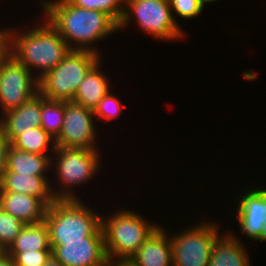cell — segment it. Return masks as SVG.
I'll list each match as a JSON object with an SVG mask.
<instances>
[{
    "mask_svg": "<svg viewBox=\"0 0 266 266\" xmlns=\"http://www.w3.org/2000/svg\"><path fill=\"white\" fill-rule=\"evenodd\" d=\"M44 17L58 30L70 50L97 54L98 41L119 31V24L108 14L78 7L69 0H40Z\"/></svg>",
    "mask_w": 266,
    "mask_h": 266,
    "instance_id": "cell-1",
    "label": "cell"
},
{
    "mask_svg": "<svg viewBox=\"0 0 266 266\" xmlns=\"http://www.w3.org/2000/svg\"><path fill=\"white\" fill-rule=\"evenodd\" d=\"M41 19V24L34 23L32 28L9 27V54L37 80L57 66L70 51L58 30L46 17Z\"/></svg>",
    "mask_w": 266,
    "mask_h": 266,
    "instance_id": "cell-2",
    "label": "cell"
},
{
    "mask_svg": "<svg viewBox=\"0 0 266 266\" xmlns=\"http://www.w3.org/2000/svg\"><path fill=\"white\" fill-rule=\"evenodd\" d=\"M160 225L143 218L138 212L119 209L101 216L105 252L110 264H126Z\"/></svg>",
    "mask_w": 266,
    "mask_h": 266,
    "instance_id": "cell-3",
    "label": "cell"
},
{
    "mask_svg": "<svg viewBox=\"0 0 266 266\" xmlns=\"http://www.w3.org/2000/svg\"><path fill=\"white\" fill-rule=\"evenodd\" d=\"M101 216L81 199H56L48 206L43 220L49 232L50 246L84 241L101 227Z\"/></svg>",
    "mask_w": 266,
    "mask_h": 266,
    "instance_id": "cell-4",
    "label": "cell"
},
{
    "mask_svg": "<svg viewBox=\"0 0 266 266\" xmlns=\"http://www.w3.org/2000/svg\"><path fill=\"white\" fill-rule=\"evenodd\" d=\"M99 152L98 149L55 148L51 171H55L57 176L54 180H58L59 187L56 190L51 184V190L56 199H80L73 190L86 181L90 182L100 172L102 162ZM53 167L55 170H52Z\"/></svg>",
    "mask_w": 266,
    "mask_h": 266,
    "instance_id": "cell-5",
    "label": "cell"
},
{
    "mask_svg": "<svg viewBox=\"0 0 266 266\" xmlns=\"http://www.w3.org/2000/svg\"><path fill=\"white\" fill-rule=\"evenodd\" d=\"M100 54L70 50L62 61L38 80V91L45 99L73 101L79 84L100 60Z\"/></svg>",
    "mask_w": 266,
    "mask_h": 266,
    "instance_id": "cell-6",
    "label": "cell"
},
{
    "mask_svg": "<svg viewBox=\"0 0 266 266\" xmlns=\"http://www.w3.org/2000/svg\"><path fill=\"white\" fill-rule=\"evenodd\" d=\"M134 19L140 30L161 41L180 40L185 36L174 20L169 0H125L119 31Z\"/></svg>",
    "mask_w": 266,
    "mask_h": 266,
    "instance_id": "cell-7",
    "label": "cell"
},
{
    "mask_svg": "<svg viewBox=\"0 0 266 266\" xmlns=\"http://www.w3.org/2000/svg\"><path fill=\"white\" fill-rule=\"evenodd\" d=\"M220 223L212 221L198 222L181 232L172 233L173 266H208L211 253L219 234ZM220 229V230H219Z\"/></svg>",
    "mask_w": 266,
    "mask_h": 266,
    "instance_id": "cell-8",
    "label": "cell"
},
{
    "mask_svg": "<svg viewBox=\"0 0 266 266\" xmlns=\"http://www.w3.org/2000/svg\"><path fill=\"white\" fill-rule=\"evenodd\" d=\"M38 92V80L11 54L0 64L1 114L20 107Z\"/></svg>",
    "mask_w": 266,
    "mask_h": 266,
    "instance_id": "cell-9",
    "label": "cell"
},
{
    "mask_svg": "<svg viewBox=\"0 0 266 266\" xmlns=\"http://www.w3.org/2000/svg\"><path fill=\"white\" fill-rule=\"evenodd\" d=\"M92 109L73 101H64V121L59 136L55 139L56 147L64 148H97L98 134Z\"/></svg>",
    "mask_w": 266,
    "mask_h": 266,
    "instance_id": "cell-10",
    "label": "cell"
},
{
    "mask_svg": "<svg viewBox=\"0 0 266 266\" xmlns=\"http://www.w3.org/2000/svg\"><path fill=\"white\" fill-rule=\"evenodd\" d=\"M246 188L237 198L236 218L240 233L254 241L266 242V188Z\"/></svg>",
    "mask_w": 266,
    "mask_h": 266,
    "instance_id": "cell-11",
    "label": "cell"
},
{
    "mask_svg": "<svg viewBox=\"0 0 266 266\" xmlns=\"http://www.w3.org/2000/svg\"><path fill=\"white\" fill-rule=\"evenodd\" d=\"M52 256L64 266H108L105 242L100 227L84 241L62 242V245L51 246Z\"/></svg>",
    "mask_w": 266,
    "mask_h": 266,
    "instance_id": "cell-12",
    "label": "cell"
},
{
    "mask_svg": "<svg viewBox=\"0 0 266 266\" xmlns=\"http://www.w3.org/2000/svg\"><path fill=\"white\" fill-rule=\"evenodd\" d=\"M41 93L38 91L20 107L0 114V130L12 142L18 135L40 126Z\"/></svg>",
    "mask_w": 266,
    "mask_h": 266,
    "instance_id": "cell-13",
    "label": "cell"
},
{
    "mask_svg": "<svg viewBox=\"0 0 266 266\" xmlns=\"http://www.w3.org/2000/svg\"><path fill=\"white\" fill-rule=\"evenodd\" d=\"M163 228L159 226L144 241L136 254L126 263L127 266H173L171 233Z\"/></svg>",
    "mask_w": 266,
    "mask_h": 266,
    "instance_id": "cell-14",
    "label": "cell"
},
{
    "mask_svg": "<svg viewBox=\"0 0 266 266\" xmlns=\"http://www.w3.org/2000/svg\"><path fill=\"white\" fill-rule=\"evenodd\" d=\"M47 176L21 175L17 172H4L0 181L1 190L31 195L39 198L47 207L56 198L52 194Z\"/></svg>",
    "mask_w": 266,
    "mask_h": 266,
    "instance_id": "cell-15",
    "label": "cell"
},
{
    "mask_svg": "<svg viewBox=\"0 0 266 266\" xmlns=\"http://www.w3.org/2000/svg\"><path fill=\"white\" fill-rule=\"evenodd\" d=\"M3 211L10 213L24 224L43 222L47 206L31 195L2 190Z\"/></svg>",
    "mask_w": 266,
    "mask_h": 266,
    "instance_id": "cell-16",
    "label": "cell"
},
{
    "mask_svg": "<svg viewBox=\"0 0 266 266\" xmlns=\"http://www.w3.org/2000/svg\"><path fill=\"white\" fill-rule=\"evenodd\" d=\"M230 231L222 232V236L214 242L208 266H251L249 251L242 240Z\"/></svg>",
    "mask_w": 266,
    "mask_h": 266,
    "instance_id": "cell-17",
    "label": "cell"
},
{
    "mask_svg": "<svg viewBox=\"0 0 266 266\" xmlns=\"http://www.w3.org/2000/svg\"><path fill=\"white\" fill-rule=\"evenodd\" d=\"M101 62L102 59L88 71L73 98V102L92 110L112 88L106 73L101 70L103 68Z\"/></svg>",
    "mask_w": 266,
    "mask_h": 266,
    "instance_id": "cell-18",
    "label": "cell"
},
{
    "mask_svg": "<svg viewBox=\"0 0 266 266\" xmlns=\"http://www.w3.org/2000/svg\"><path fill=\"white\" fill-rule=\"evenodd\" d=\"M52 155L29 153L10 145L7 153L5 172H17L21 175L46 176L51 168Z\"/></svg>",
    "mask_w": 266,
    "mask_h": 266,
    "instance_id": "cell-19",
    "label": "cell"
},
{
    "mask_svg": "<svg viewBox=\"0 0 266 266\" xmlns=\"http://www.w3.org/2000/svg\"><path fill=\"white\" fill-rule=\"evenodd\" d=\"M38 250H51L49 232L44 221L38 224H25L6 252Z\"/></svg>",
    "mask_w": 266,
    "mask_h": 266,
    "instance_id": "cell-20",
    "label": "cell"
},
{
    "mask_svg": "<svg viewBox=\"0 0 266 266\" xmlns=\"http://www.w3.org/2000/svg\"><path fill=\"white\" fill-rule=\"evenodd\" d=\"M11 145L17 149L29 153H36L41 155H53L56 145L55 139L47 134L40 126L27 129V131L18 135Z\"/></svg>",
    "mask_w": 266,
    "mask_h": 266,
    "instance_id": "cell-21",
    "label": "cell"
},
{
    "mask_svg": "<svg viewBox=\"0 0 266 266\" xmlns=\"http://www.w3.org/2000/svg\"><path fill=\"white\" fill-rule=\"evenodd\" d=\"M64 101L45 99L41 94V124L40 127L56 139L63 127Z\"/></svg>",
    "mask_w": 266,
    "mask_h": 266,
    "instance_id": "cell-22",
    "label": "cell"
},
{
    "mask_svg": "<svg viewBox=\"0 0 266 266\" xmlns=\"http://www.w3.org/2000/svg\"><path fill=\"white\" fill-rule=\"evenodd\" d=\"M81 8L102 11L111 16L118 24L124 15L125 0H69ZM123 5V6H122Z\"/></svg>",
    "mask_w": 266,
    "mask_h": 266,
    "instance_id": "cell-23",
    "label": "cell"
},
{
    "mask_svg": "<svg viewBox=\"0 0 266 266\" xmlns=\"http://www.w3.org/2000/svg\"><path fill=\"white\" fill-rule=\"evenodd\" d=\"M24 223L5 211L0 212V250L6 252L14 243Z\"/></svg>",
    "mask_w": 266,
    "mask_h": 266,
    "instance_id": "cell-24",
    "label": "cell"
},
{
    "mask_svg": "<svg viewBox=\"0 0 266 266\" xmlns=\"http://www.w3.org/2000/svg\"><path fill=\"white\" fill-rule=\"evenodd\" d=\"M112 89L99 101L98 105L93 110L96 121H110L119 117L124 108L121 99L117 98L115 94H111Z\"/></svg>",
    "mask_w": 266,
    "mask_h": 266,
    "instance_id": "cell-25",
    "label": "cell"
},
{
    "mask_svg": "<svg viewBox=\"0 0 266 266\" xmlns=\"http://www.w3.org/2000/svg\"><path fill=\"white\" fill-rule=\"evenodd\" d=\"M170 8L173 13L174 20L182 28L179 22H177L175 16L180 18L192 19L201 15L204 10L199 0H169Z\"/></svg>",
    "mask_w": 266,
    "mask_h": 266,
    "instance_id": "cell-26",
    "label": "cell"
},
{
    "mask_svg": "<svg viewBox=\"0 0 266 266\" xmlns=\"http://www.w3.org/2000/svg\"><path fill=\"white\" fill-rule=\"evenodd\" d=\"M7 253L13 258L15 266H44L52 256V250Z\"/></svg>",
    "mask_w": 266,
    "mask_h": 266,
    "instance_id": "cell-27",
    "label": "cell"
},
{
    "mask_svg": "<svg viewBox=\"0 0 266 266\" xmlns=\"http://www.w3.org/2000/svg\"><path fill=\"white\" fill-rule=\"evenodd\" d=\"M10 145L11 142L4 136L3 132L0 130V181L2 179L3 173L6 170L7 153Z\"/></svg>",
    "mask_w": 266,
    "mask_h": 266,
    "instance_id": "cell-28",
    "label": "cell"
},
{
    "mask_svg": "<svg viewBox=\"0 0 266 266\" xmlns=\"http://www.w3.org/2000/svg\"><path fill=\"white\" fill-rule=\"evenodd\" d=\"M9 55V28L0 29V64Z\"/></svg>",
    "mask_w": 266,
    "mask_h": 266,
    "instance_id": "cell-29",
    "label": "cell"
},
{
    "mask_svg": "<svg viewBox=\"0 0 266 266\" xmlns=\"http://www.w3.org/2000/svg\"><path fill=\"white\" fill-rule=\"evenodd\" d=\"M0 266H15L13 258L7 252H0Z\"/></svg>",
    "mask_w": 266,
    "mask_h": 266,
    "instance_id": "cell-30",
    "label": "cell"
},
{
    "mask_svg": "<svg viewBox=\"0 0 266 266\" xmlns=\"http://www.w3.org/2000/svg\"><path fill=\"white\" fill-rule=\"evenodd\" d=\"M44 266H64V265L61 262H59L57 259H55L53 256H51Z\"/></svg>",
    "mask_w": 266,
    "mask_h": 266,
    "instance_id": "cell-31",
    "label": "cell"
},
{
    "mask_svg": "<svg viewBox=\"0 0 266 266\" xmlns=\"http://www.w3.org/2000/svg\"><path fill=\"white\" fill-rule=\"evenodd\" d=\"M215 1H218V0H199V3L204 8L207 3L210 4V3H214Z\"/></svg>",
    "mask_w": 266,
    "mask_h": 266,
    "instance_id": "cell-32",
    "label": "cell"
},
{
    "mask_svg": "<svg viewBox=\"0 0 266 266\" xmlns=\"http://www.w3.org/2000/svg\"><path fill=\"white\" fill-rule=\"evenodd\" d=\"M3 210V206H2V190L0 187V212Z\"/></svg>",
    "mask_w": 266,
    "mask_h": 266,
    "instance_id": "cell-33",
    "label": "cell"
},
{
    "mask_svg": "<svg viewBox=\"0 0 266 266\" xmlns=\"http://www.w3.org/2000/svg\"><path fill=\"white\" fill-rule=\"evenodd\" d=\"M108 266H127L126 264H109Z\"/></svg>",
    "mask_w": 266,
    "mask_h": 266,
    "instance_id": "cell-34",
    "label": "cell"
}]
</instances>
